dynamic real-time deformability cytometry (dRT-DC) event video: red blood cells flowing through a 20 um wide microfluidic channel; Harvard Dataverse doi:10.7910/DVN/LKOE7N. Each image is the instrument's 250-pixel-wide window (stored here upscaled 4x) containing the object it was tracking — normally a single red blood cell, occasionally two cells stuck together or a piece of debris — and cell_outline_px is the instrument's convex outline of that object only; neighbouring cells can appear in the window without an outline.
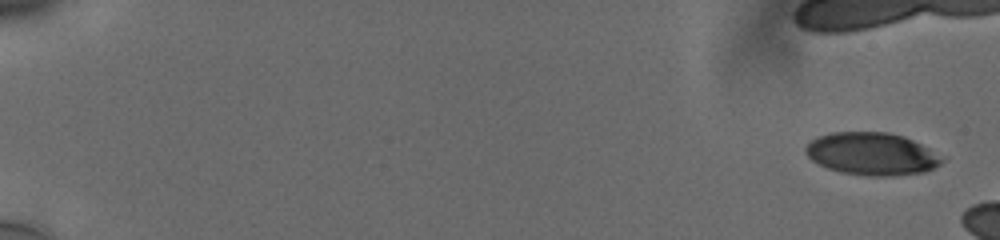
{"species": "human", "species_latin": "Homo sapiens", "temperature_condition": "cold", "stored_images_in_passage": 14, "camera_frame_rate_fps": 3000, "um_per_image_px": 0.085, "donor": {"sex": "male"}, "frame": {"image": 1, "passage_image": 1, "time_ms": 0.0, "image_size_px": [1000, 240], "cell_outline_px": [[948, 156], [940, 164], [924, 172], [892, 176], [868, 176], [840, 172], [828, 168], [812, 160], [804, 152], [804, 148], [816, 136], [832, 132], [888, 132], [904, 136]], "centroid_in_image_um": [74.15, 13.07], "position_along_channel_um": 10.8, "area_um2": 34.22}}